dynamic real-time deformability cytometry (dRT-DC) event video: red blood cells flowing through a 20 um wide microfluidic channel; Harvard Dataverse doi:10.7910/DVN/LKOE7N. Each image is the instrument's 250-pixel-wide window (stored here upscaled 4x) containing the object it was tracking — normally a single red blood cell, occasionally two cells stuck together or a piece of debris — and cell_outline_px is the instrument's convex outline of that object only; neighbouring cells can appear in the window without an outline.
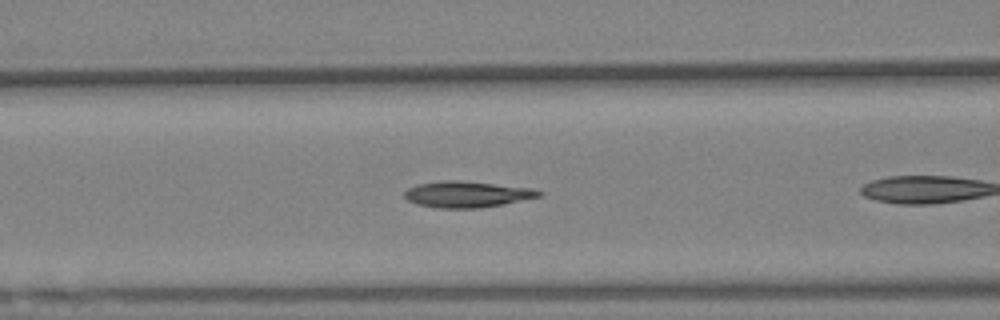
{"species": "Egyptian fruit bat (a non-hibernating species)", "species_latin": "Rousettus aegyptiacus", "temperature_condition": "warm", "stored_images_in_passage": 41, "camera_frame_rate_fps": 3000, "um_per_image_px": 0.085, "animal": {"sex": "female"}, "frame": {"image": 1, "passage_image": 10, "time_ms": 3.0, "image_size_px": [1000, 320], "cell_outline_px": [[544, 192], [540, 196], [504, 204], [480, 208], [436, 208], [416, 204], [408, 200], [404, 196], [404, 192], [408, 188], [416, 184], [444, 180], [456, 180], [536, 188]], "centroid_in_image_um": [39.7, 16.51], "position_along_channel_um": 126.9, "area_um2": 20.63}}
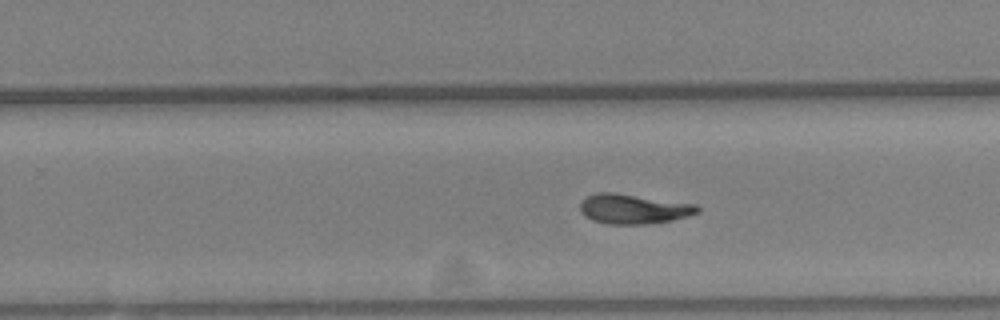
{"frame": {"image": 2, "passage_image": 28, "time_ms": 9.0, "image_size_px": [1000, 320], "cell_outline_px": [[700, 212], [688, 216], [672, 220], [648, 224], [608, 224], [592, 220], [584, 216], [580, 212], [580, 200], [596, 192], [616, 192], [696, 204], [700, 208]], "centroid_in_image_um": [53.83, 17.75], "position_along_channel_um": 276.0, "area_um2": 20.63}}
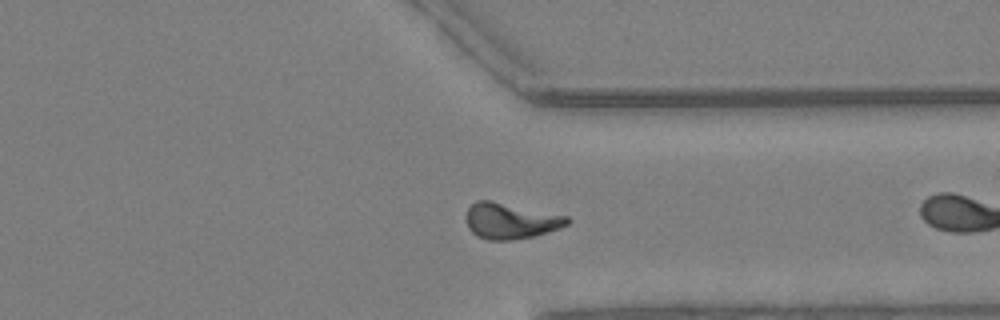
{"frame": {"image": 3, "passage_image": 39, "time_ms": 12.667, "image_size_px": [1000, 320], "cell_outline_px": [[572, 220], [568, 224], [560, 228], [548, 232], [532, 236], [512, 240], [488, 240], [476, 236], [468, 228], [464, 216], [468, 208], [476, 200], [492, 200], [568, 216]], "centroid_in_image_um": [43.37, 18.77], "position_along_channel_um": 368.0, "area_um2": 21.39}}